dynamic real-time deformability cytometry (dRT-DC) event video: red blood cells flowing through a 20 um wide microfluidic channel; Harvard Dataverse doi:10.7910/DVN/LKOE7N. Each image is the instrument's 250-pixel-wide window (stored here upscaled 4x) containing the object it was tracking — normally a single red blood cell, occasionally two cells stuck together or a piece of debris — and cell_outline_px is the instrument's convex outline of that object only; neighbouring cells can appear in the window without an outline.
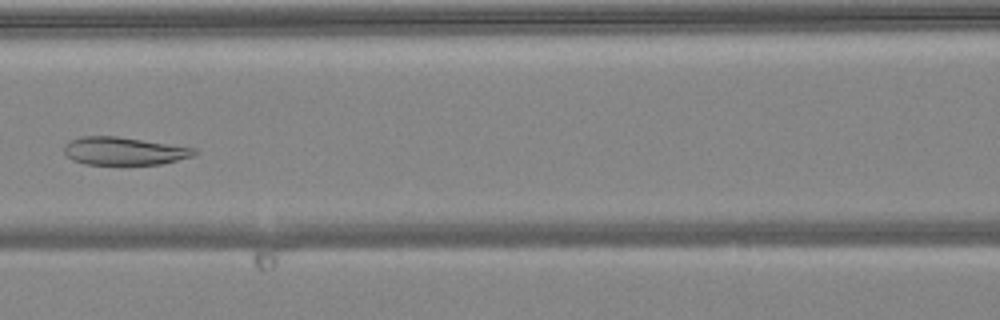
{"species": "common noctule bat (a hibernating species)", "species_latin": "Nyctalus noctula", "temperature_condition": "warm", "stored_images_in_passage": 8, "camera_frame_rate_fps": 3000, "um_per_image_px": 0.085, "animal": {"sex": "female", "body_mass_g": 24.6, "forearm_length_mm": 56.2}, "frame": {"image": 1, "passage_image": 6, "time_ms": 1.667, "image_size_px": [1000, 320], "cell_outline_px": [[200, 152], [192, 156], [160, 164], [84, 164], [72, 160], [64, 152], [64, 144], [68, 140], [80, 136], [116, 136], [196, 148]], "centroid_in_image_um": [10.51, 12.83], "position_along_channel_um": 156.1, "area_um2": 21.15}}
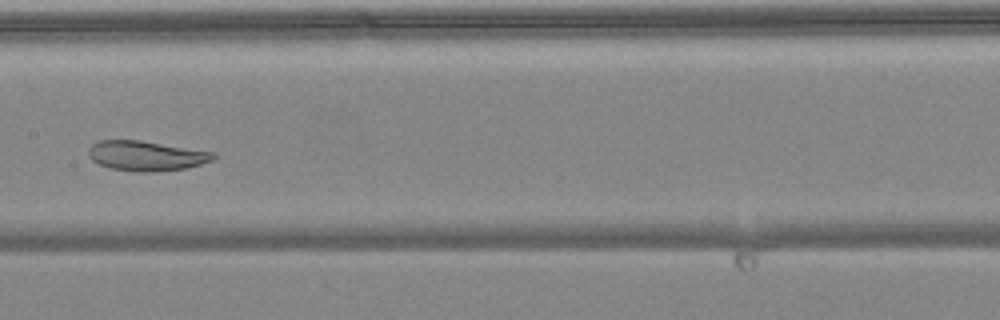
{"frame": {"image": 2, "passage_image": 7, "time_ms": 2.0, "image_size_px": [1000, 320], "cell_outline_px": [[216, 156], [212, 160], [200, 164], [184, 168], [152, 172], [140, 172], [108, 168], [92, 160], [88, 156], [88, 148], [92, 144], [100, 140], [140, 140], [216, 152]], "centroid_in_image_um": [12.41, 13.23], "position_along_channel_um": 195.0, "area_um2": 21.79}}
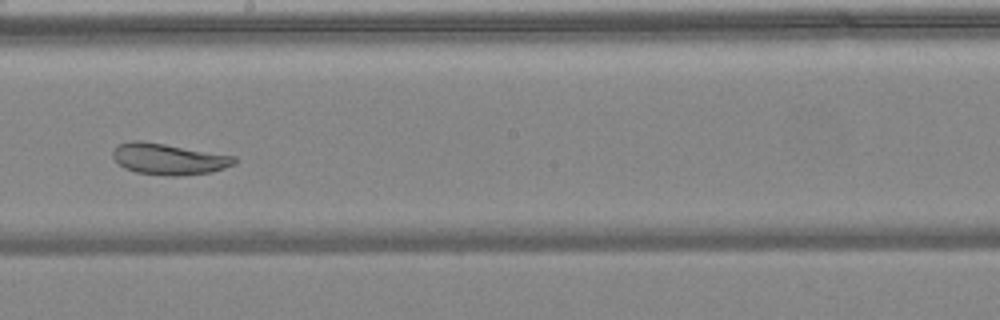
{"frame": {"image": 3, "passage_image": 8, "time_ms": 2.333, "image_size_px": [1000, 320], "cell_outline_px": [[236, 164], [212, 172], [180, 176], [168, 176], [136, 172], [124, 168], [112, 156], [112, 152], [120, 144], [132, 140], [140, 140], [236, 156]], "centroid_in_image_um": [14.36, 13.52], "position_along_channel_um": 233.8, "area_um2": 22.02}}